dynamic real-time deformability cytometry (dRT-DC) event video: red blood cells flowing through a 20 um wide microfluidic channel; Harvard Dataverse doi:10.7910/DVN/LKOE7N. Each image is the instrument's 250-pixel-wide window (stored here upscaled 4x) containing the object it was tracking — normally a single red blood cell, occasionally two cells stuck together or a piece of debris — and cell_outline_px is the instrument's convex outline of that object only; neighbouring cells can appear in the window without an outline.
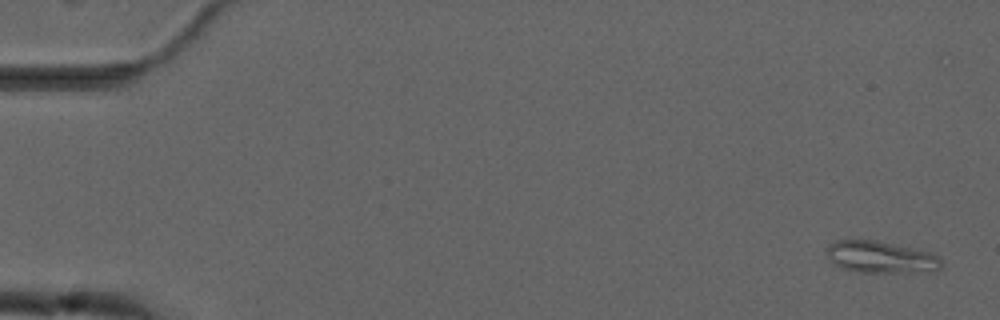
{"species": "common noctule bat (a hibernating species)", "species_latin": "Nyctalus noctula", "temperature_condition": "cold", "stored_images_in_passage": 5, "camera_frame_rate_fps": 3000, "um_per_image_px": 0.085, "animal": {"sex": "male", "forearm_length_mm": 52.5}, "frame": {"image": 1, "passage_image": 1, "time_ms": 0.0, "image_size_px": [1000, 320], "cell_outline_px": [[940, 268], [936, 272], [856, 272], [840, 268], [832, 264], [828, 256], [828, 244], [836, 240], [876, 240], [932, 252], [940, 256]], "centroid_in_image_um": [74.88, 21.86], "position_along_channel_um": 10.1, "area_um2": 21.56}}